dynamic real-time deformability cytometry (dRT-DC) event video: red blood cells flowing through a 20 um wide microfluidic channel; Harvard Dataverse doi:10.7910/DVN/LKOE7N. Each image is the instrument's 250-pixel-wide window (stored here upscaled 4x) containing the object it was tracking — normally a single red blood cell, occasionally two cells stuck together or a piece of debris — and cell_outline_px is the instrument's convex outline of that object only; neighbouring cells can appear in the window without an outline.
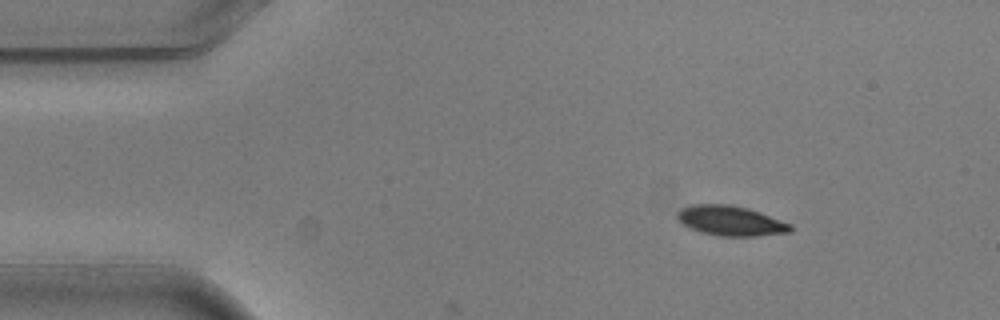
{"species": "common noctule bat (a hibernating species)", "species_latin": "Nyctalus noctula", "temperature_condition": "warm", "stored_images_in_passage": 3, "camera_frame_rate_fps": 3000, "um_per_image_px": 0.085, "animal": {"sex": "male", "body_mass_g": 20.5, "forearm_length_mm": 52.5}, "frame": {"image": 1, "passage_image": 1, "time_ms": 0.0, "image_size_px": [1000, 320], "cell_outline_px": [[792, 232], [756, 236], [720, 236], [700, 232], [684, 224], [676, 216], [676, 212], [680, 208], [692, 204], [732, 204], [748, 208], [760, 212], [792, 224]], "centroid_in_image_um": [62.12, 18.75], "position_along_channel_um": 22.9, "area_um2": 19.83}}